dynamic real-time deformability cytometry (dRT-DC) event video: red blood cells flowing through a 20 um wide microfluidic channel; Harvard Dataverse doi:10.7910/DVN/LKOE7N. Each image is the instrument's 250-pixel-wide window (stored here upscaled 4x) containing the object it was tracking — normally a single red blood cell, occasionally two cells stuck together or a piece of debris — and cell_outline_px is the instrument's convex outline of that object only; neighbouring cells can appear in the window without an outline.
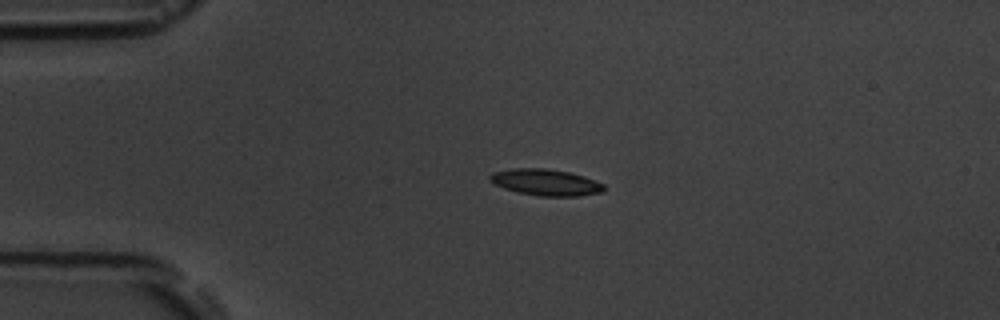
{"species": "common noctule bat (a hibernating species)", "species_latin": "Nyctalus noctula", "temperature_condition": "room temperature", "stored_images_in_passage": 2, "camera_frame_rate_fps": 3000, "um_per_image_px": 0.085, "animal": {"sex": "male", "body_mass_g": 19.5, "forearm_length_mm": 54.6}, "frame": {"image": 1, "passage_image": 1, "time_ms": 0.0, "image_size_px": [1000, 320], "cell_outline_px": [[608, 188], [604, 192], [580, 196], [540, 196], [516, 192], [504, 188], [488, 180], [488, 176], [492, 172], [512, 168], [544, 168], [568, 172], [584, 176], [596, 180], [604, 184]], "centroid_in_image_um": [46.42, 15.5], "position_along_channel_um": 38.6, "area_um2": 17.8}}